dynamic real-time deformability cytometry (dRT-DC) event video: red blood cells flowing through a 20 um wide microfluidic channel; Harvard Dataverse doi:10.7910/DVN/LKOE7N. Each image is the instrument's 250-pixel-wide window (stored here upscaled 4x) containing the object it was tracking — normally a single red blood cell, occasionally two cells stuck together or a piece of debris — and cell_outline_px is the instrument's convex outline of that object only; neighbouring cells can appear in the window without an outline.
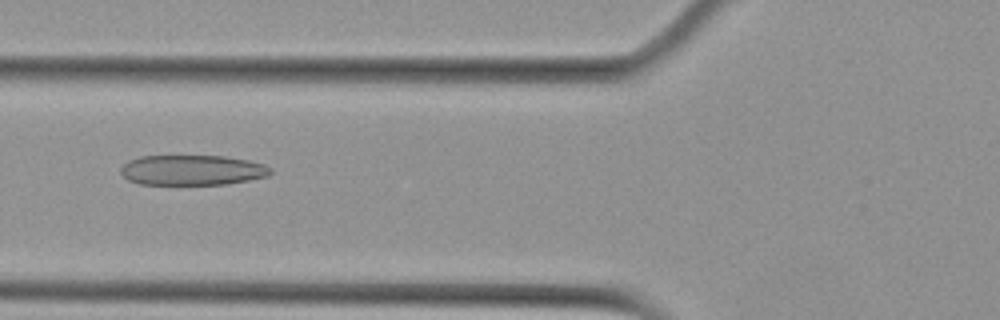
{"species": "Egyptian fruit bat (a non-hibernating species)", "species_latin": "Rousettus aegyptiacus", "temperature_condition": "cold", "stored_images_in_passage": 8, "camera_frame_rate_fps": 3000, "um_per_image_px": 0.085, "animal": {"sex": "female"}, "frame": {"image": 1, "passage_image": 4, "time_ms": 3.667, "image_size_px": [1000, 320], "cell_outline_px": [[272, 172], [268, 176], [248, 180], [224, 184], [140, 184], [128, 180], [120, 172], [120, 168], [128, 160], [140, 156], [224, 156], [248, 160], [264, 164], [272, 168]], "centroid_in_image_um": [16.33, 14.45], "position_along_channel_um": 109.5, "area_um2": 26.36}}
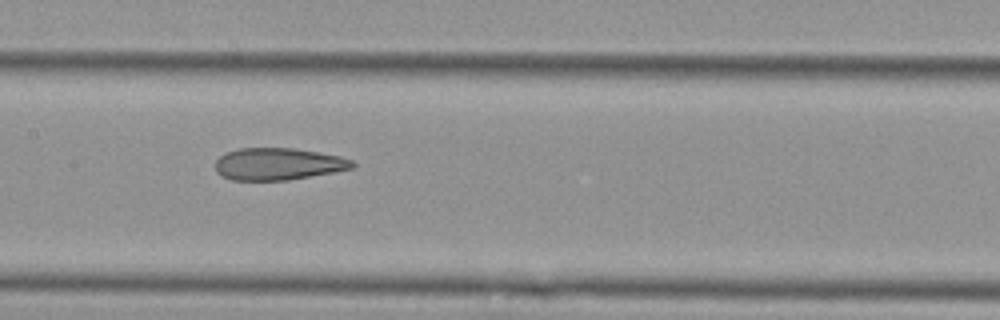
{"frame": {"image": 2, "passage_image": 6, "time_ms": 5.667, "image_size_px": [1000, 320], "cell_outline_px": [[356, 168], [288, 180], [232, 180], [220, 176], [216, 172], [216, 160], [220, 156], [228, 152], [240, 148], [292, 148], [320, 152], [340, 156], [352, 160], [356, 164]], "centroid_in_image_um": [23.66, 13.94], "position_along_channel_um": 183.7, "area_um2": 25.72}}
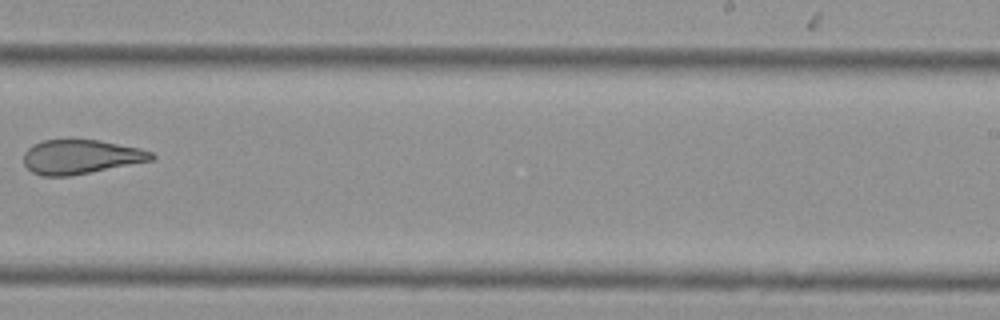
{"frame": {"image": 3, "passage_image": 8, "time_ms": 8.333, "image_size_px": [1000, 320], "cell_outline_px": [[156, 156], [152, 160], [68, 176], [40, 176], [32, 172], [24, 164], [24, 152], [32, 144], [44, 140], [68, 136], [72, 136], [100, 140], [140, 148], [152, 152]], "centroid_in_image_um": [6.81, 13.27], "position_along_channel_um": 282.2, "area_um2": 26.18}}